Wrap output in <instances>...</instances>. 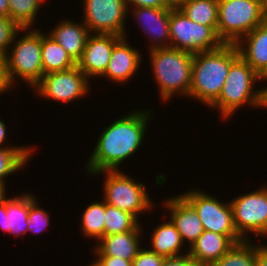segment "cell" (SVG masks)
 <instances>
[{"label":"cell","mask_w":267,"mask_h":266,"mask_svg":"<svg viewBox=\"0 0 267 266\" xmlns=\"http://www.w3.org/2000/svg\"><path fill=\"white\" fill-rule=\"evenodd\" d=\"M143 111L133 110L103 129L86 164L88 173L118 170L124 160L139 150L152 117L150 110Z\"/></svg>","instance_id":"cell-1"},{"label":"cell","mask_w":267,"mask_h":266,"mask_svg":"<svg viewBox=\"0 0 267 266\" xmlns=\"http://www.w3.org/2000/svg\"><path fill=\"white\" fill-rule=\"evenodd\" d=\"M239 56L235 44L194 53L189 97L210 106L219 97L231 64Z\"/></svg>","instance_id":"cell-2"},{"label":"cell","mask_w":267,"mask_h":266,"mask_svg":"<svg viewBox=\"0 0 267 266\" xmlns=\"http://www.w3.org/2000/svg\"><path fill=\"white\" fill-rule=\"evenodd\" d=\"M153 76L158 84L162 101L175 94L189 96L192 77L193 53L173 47L149 50Z\"/></svg>","instance_id":"cell-3"},{"label":"cell","mask_w":267,"mask_h":266,"mask_svg":"<svg viewBox=\"0 0 267 266\" xmlns=\"http://www.w3.org/2000/svg\"><path fill=\"white\" fill-rule=\"evenodd\" d=\"M22 30L28 31L27 28H20L17 31L12 41L14 43L11 44L13 48L10 46V54L8 52L2 58L5 78L10 88L15 84L16 77H20L32 88L44 75L41 57V31L36 28L35 30L30 29L17 41L18 33Z\"/></svg>","instance_id":"cell-4"},{"label":"cell","mask_w":267,"mask_h":266,"mask_svg":"<svg viewBox=\"0 0 267 266\" xmlns=\"http://www.w3.org/2000/svg\"><path fill=\"white\" fill-rule=\"evenodd\" d=\"M259 74L239 56L229 69L219 97L209 106L219 110L221 118H230L244 104L259 106L260 89L254 90Z\"/></svg>","instance_id":"cell-5"},{"label":"cell","mask_w":267,"mask_h":266,"mask_svg":"<svg viewBox=\"0 0 267 266\" xmlns=\"http://www.w3.org/2000/svg\"><path fill=\"white\" fill-rule=\"evenodd\" d=\"M262 23L261 0H218L217 34L224 44H236Z\"/></svg>","instance_id":"cell-6"},{"label":"cell","mask_w":267,"mask_h":266,"mask_svg":"<svg viewBox=\"0 0 267 266\" xmlns=\"http://www.w3.org/2000/svg\"><path fill=\"white\" fill-rule=\"evenodd\" d=\"M105 174L104 201L108 205L127 211L139 219L138 214L151 210L154 204L143 183L124 175L121 170H103L93 175ZM152 207V208H151ZM142 211V212H141Z\"/></svg>","instance_id":"cell-7"},{"label":"cell","mask_w":267,"mask_h":266,"mask_svg":"<svg viewBox=\"0 0 267 266\" xmlns=\"http://www.w3.org/2000/svg\"><path fill=\"white\" fill-rule=\"evenodd\" d=\"M170 47L191 53L207 52L224 43L210 26L191 21L178 7L170 11Z\"/></svg>","instance_id":"cell-8"},{"label":"cell","mask_w":267,"mask_h":266,"mask_svg":"<svg viewBox=\"0 0 267 266\" xmlns=\"http://www.w3.org/2000/svg\"><path fill=\"white\" fill-rule=\"evenodd\" d=\"M180 195L194 208L205 231L226 235L234 244L243 241L235 229L230 202L223 203L197 189Z\"/></svg>","instance_id":"cell-9"},{"label":"cell","mask_w":267,"mask_h":266,"mask_svg":"<svg viewBox=\"0 0 267 266\" xmlns=\"http://www.w3.org/2000/svg\"><path fill=\"white\" fill-rule=\"evenodd\" d=\"M233 222L238 235L249 240L247 234L267 235V188H260L230 200ZM252 232V233H251ZM246 233V234H245Z\"/></svg>","instance_id":"cell-10"},{"label":"cell","mask_w":267,"mask_h":266,"mask_svg":"<svg viewBox=\"0 0 267 266\" xmlns=\"http://www.w3.org/2000/svg\"><path fill=\"white\" fill-rule=\"evenodd\" d=\"M83 3V23L90 34L126 37L128 9L125 0H83Z\"/></svg>","instance_id":"cell-11"},{"label":"cell","mask_w":267,"mask_h":266,"mask_svg":"<svg viewBox=\"0 0 267 266\" xmlns=\"http://www.w3.org/2000/svg\"><path fill=\"white\" fill-rule=\"evenodd\" d=\"M89 80L76 65L68 70L44 74L34 90L45 99L70 103L89 92Z\"/></svg>","instance_id":"cell-12"},{"label":"cell","mask_w":267,"mask_h":266,"mask_svg":"<svg viewBox=\"0 0 267 266\" xmlns=\"http://www.w3.org/2000/svg\"><path fill=\"white\" fill-rule=\"evenodd\" d=\"M122 37L113 34H90L77 66L87 78L102 77L114 48Z\"/></svg>","instance_id":"cell-13"},{"label":"cell","mask_w":267,"mask_h":266,"mask_svg":"<svg viewBox=\"0 0 267 266\" xmlns=\"http://www.w3.org/2000/svg\"><path fill=\"white\" fill-rule=\"evenodd\" d=\"M173 8L135 7L130 10L137 18L142 30L151 38V49L170 47L169 21ZM153 40V41H152ZM169 41V42H168Z\"/></svg>","instance_id":"cell-14"},{"label":"cell","mask_w":267,"mask_h":266,"mask_svg":"<svg viewBox=\"0 0 267 266\" xmlns=\"http://www.w3.org/2000/svg\"><path fill=\"white\" fill-rule=\"evenodd\" d=\"M164 204L171 212L169 218L178 230L183 243L187 241L191 246L204 232L196 211L181 195L170 197L162 205Z\"/></svg>","instance_id":"cell-15"},{"label":"cell","mask_w":267,"mask_h":266,"mask_svg":"<svg viewBox=\"0 0 267 266\" xmlns=\"http://www.w3.org/2000/svg\"><path fill=\"white\" fill-rule=\"evenodd\" d=\"M127 37H122L115 45L103 75L115 83H124L136 74L141 61V53L130 46Z\"/></svg>","instance_id":"cell-16"},{"label":"cell","mask_w":267,"mask_h":266,"mask_svg":"<svg viewBox=\"0 0 267 266\" xmlns=\"http://www.w3.org/2000/svg\"><path fill=\"white\" fill-rule=\"evenodd\" d=\"M140 224L132 231L103 236L95 249L96 256H112L133 260L140 249Z\"/></svg>","instance_id":"cell-17"},{"label":"cell","mask_w":267,"mask_h":266,"mask_svg":"<svg viewBox=\"0 0 267 266\" xmlns=\"http://www.w3.org/2000/svg\"><path fill=\"white\" fill-rule=\"evenodd\" d=\"M234 243L226 236L205 231L189 246L188 253L199 266H211L218 261Z\"/></svg>","instance_id":"cell-18"},{"label":"cell","mask_w":267,"mask_h":266,"mask_svg":"<svg viewBox=\"0 0 267 266\" xmlns=\"http://www.w3.org/2000/svg\"><path fill=\"white\" fill-rule=\"evenodd\" d=\"M29 215V193L5 198L0 204V229L18 237L26 234Z\"/></svg>","instance_id":"cell-19"},{"label":"cell","mask_w":267,"mask_h":266,"mask_svg":"<svg viewBox=\"0 0 267 266\" xmlns=\"http://www.w3.org/2000/svg\"><path fill=\"white\" fill-rule=\"evenodd\" d=\"M235 45L238 48L239 55L258 74L267 67V23H262L256 27Z\"/></svg>","instance_id":"cell-20"},{"label":"cell","mask_w":267,"mask_h":266,"mask_svg":"<svg viewBox=\"0 0 267 266\" xmlns=\"http://www.w3.org/2000/svg\"><path fill=\"white\" fill-rule=\"evenodd\" d=\"M48 35L59 43L77 63L83 55L90 32L84 23L66 20L57 24Z\"/></svg>","instance_id":"cell-21"},{"label":"cell","mask_w":267,"mask_h":266,"mask_svg":"<svg viewBox=\"0 0 267 266\" xmlns=\"http://www.w3.org/2000/svg\"><path fill=\"white\" fill-rule=\"evenodd\" d=\"M152 232L150 250L153 253L165 258L183 255L180 251L183 248L182 238L171 220L158 225Z\"/></svg>","instance_id":"cell-22"},{"label":"cell","mask_w":267,"mask_h":266,"mask_svg":"<svg viewBox=\"0 0 267 266\" xmlns=\"http://www.w3.org/2000/svg\"><path fill=\"white\" fill-rule=\"evenodd\" d=\"M41 57L44 74L68 70L77 65L59 43H57L51 36H46L42 32Z\"/></svg>","instance_id":"cell-23"},{"label":"cell","mask_w":267,"mask_h":266,"mask_svg":"<svg viewBox=\"0 0 267 266\" xmlns=\"http://www.w3.org/2000/svg\"><path fill=\"white\" fill-rule=\"evenodd\" d=\"M191 21L217 32L218 0H184L177 6Z\"/></svg>","instance_id":"cell-24"},{"label":"cell","mask_w":267,"mask_h":266,"mask_svg":"<svg viewBox=\"0 0 267 266\" xmlns=\"http://www.w3.org/2000/svg\"><path fill=\"white\" fill-rule=\"evenodd\" d=\"M32 151V147H0V185L6 186L5 178L23 168Z\"/></svg>","instance_id":"cell-25"},{"label":"cell","mask_w":267,"mask_h":266,"mask_svg":"<svg viewBox=\"0 0 267 266\" xmlns=\"http://www.w3.org/2000/svg\"><path fill=\"white\" fill-rule=\"evenodd\" d=\"M105 201L94 202L86 207L81 216V231L89 238L100 240L104 236Z\"/></svg>","instance_id":"cell-26"},{"label":"cell","mask_w":267,"mask_h":266,"mask_svg":"<svg viewBox=\"0 0 267 266\" xmlns=\"http://www.w3.org/2000/svg\"><path fill=\"white\" fill-rule=\"evenodd\" d=\"M9 18L19 27L32 28L36 16L45 0H8ZM34 23V24H33Z\"/></svg>","instance_id":"cell-27"},{"label":"cell","mask_w":267,"mask_h":266,"mask_svg":"<svg viewBox=\"0 0 267 266\" xmlns=\"http://www.w3.org/2000/svg\"><path fill=\"white\" fill-rule=\"evenodd\" d=\"M139 224L133 214L105 203L104 236L132 231Z\"/></svg>","instance_id":"cell-28"},{"label":"cell","mask_w":267,"mask_h":266,"mask_svg":"<svg viewBox=\"0 0 267 266\" xmlns=\"http://www.w3.org/2000/svg\"><path fill=\"white\" fill-rule=\"evenodd\" d=\"M211 266H255V245L250 239L235 243Z\"/></svg>","instance_id":"cell-29"},{"label":"cell","mask_w":267,"mask_h":266,"mask_svg":"<svg viewBox=\"0 0 267 266\" xmlns=\"http://www.w3.org/2000/svg\"><path fill=\"white\" fill-rule=\"evenodd\" d=\"M34 195L29 194V215L27 231H31L35 235L42 232L49 226L48 213L38 207L37 199ZM47 226V227H46Z\"/></svg>","instance_id":"cell-30"},{"label":"cell","mask_w":267,"mask_h":266,"mask_svg":"<svg viewBox=\"0 0 267 266\" xmlns=\"http://www.w3.org/2000/svg\"><path fill=\"white\" fill-rule=\"evenodd\" d=\"M19 29L9 17L0 16V58L8 53L9 46Z\"/></svg>","instance_id":"cell-31"},{"label":"cell","mask_w":267,"mask_h":266,"mask_svg":"<svg viewBox=\"0 0 267 266\" xmlns=\"http://www.w3.org/2000/svg\"><path fill=\"white\" fill-rule=\"evenodd\" d=\"M165 257L153 253L150 249L141 248L132 261V266H161Z\"/></svg>","instance_id":"cell-32"},{"label":"cell","mask_w":267,"mask_h":266,"mask_svg":"<svg viewBox=\"0 0 267 266\" xmlns=\"http://www.w3.org/2000/svg\"><path fill=\"white\" fill-rule=\"evenodd\" d=\"M128 13L129 8H135V7H150V8H174L168 0H125ZM130 6V7H129Z\"/></svg>","instance_id":"cell-33"},{"label":"cell","mask_w":267,"mask_h":266,"mask_svg":"<svg viewBox=\"0 0 267 266\" xmlns=\"http://www.w3.org/2000/svg\"><path fill=\"white\" fill-rule=\"evenodd\" d=\"M161 266H199L194 258L186 252L180 256H172L164 259Z\"/></svg>","instance_id":"cell-34"},{"label":"cell","mask_w":267,"mask_h":266,"mask_svg":"<svg viewBox=\"0 0 267 266\" xmlns=\"http://www.w3.org/2000/svg\"><path fill=\"white\" fill-rule=\"evenodd\" d=\"M94 266H132L133 260L122 259L112 256H96Z\"/></svg>","instance_id":"cell-35"},{"label":"cell","mask_w":267,"mask_h":266,"mask_svg":"<svg viewBox=\"0 0 267 266\" xmlns=\"http://www.w3.org/2000/svg\"><path fill=\"white\" fill-rule=\"evenodd\" d=\"M255 266H267V245L255 244Z\"/></svg>","instance_id":"cell-36"},{"label":"cell","mask_w":267,"mask_h":266,"mask_svg":"<svg viewBox=\"0 0 267 266\" xmlns=\"http://www.w3.org/2000/svg\"><path fill=\"white\" fill-rule=\"evenodd\" d=\"M8 90L10 91V87L5 78L3 59L0 58V94L8 92Z\"/></svg>","instance_id":"cell-37"},{"label":"cell","mask_w":267,"mask_h":266,"mask_svg":"<svg viewBox=\"0 0 267 266\" xmlns=\"http://www.w3.org/2000/svg\"><path fill=\"white\" fill-rule=\"evenodd\" d=\"M261 107H263V109L266 107L267 109V87L260 89L258 108H261Z\"/></svg>","instance_id":"cell-38"},{"label":"cell","mask_w":267,"mask_h":266,"mask_svg":"<svg viewBox=\"0 0 267 266\" xmlns=\"http://www.w3.org/2000/svg\"><path fill=\"white\" fill-rule=\"evenodd\" d=\"M0 16L9 17V1L0 0Z\"/></svg>","instance_id":"cell-39"},{"label":"cell","mask_w":267,"mask_h":266,"mask_svg":"<svg viewBox=\"0 0 267 266\" xmlns=\"http://www.w3.org/2000/svg\"><path fill=\"white\" fill-rule=\"evenodd\" d=\"M6 123L0 119V147H2L7 135Z\"/></svg>","instance_id":"cell-40"},{"label":"cell","mask_w":267,"mask_h":266,"mask_svg":"<svg viewBox=\"0 0 267 266\" xmlns=\"http://www.w3.org/2000/svg\"><path fill=\"white\" fill-rule=\"evenodd\" d=\"M261 8L264 23H267V0H261Z\"/></svg>","instance_id":"cell-41"},{"label":"cell","mask_w":267,"mask_h":266,"mask_svg":"<svg viewBox=\"0 0 267 266\" xmlns=\"http://www.w3.org/2000/svg\"><path fill=\"white\" fill-rule=\"evenodd\" d=\"M6 186L0 185V204L4 201V199L7 197L6 196Z\"/></svg>","instance_id":"cell-42"},{"label":"cell","mask_w":267,"mask_h":266,"mask_svg":"<svg viewBox=\"0 0 267 266\" xmlns=\"http://www.w3.org/2000/svg\"><path fill=\"white\" fill-rule=\"evenodd\" d=\"M259 80L267 81V67L259 74Z\"/></svg>","instance_id":"cell-43"},{"label":"cell","mask_w":267,"mask_h":266,"mask_svg":"<svg viewBox=\"0 0 267 266\" xmlns=\"http://www.w3.org/2000/svg\"><path fill=\"white\" fill-rule=\"evenodd\" d=\"M173 6L177 7L184 0H168Z\"/></svg>","instance_id":"cell-44"}]
</instances>
